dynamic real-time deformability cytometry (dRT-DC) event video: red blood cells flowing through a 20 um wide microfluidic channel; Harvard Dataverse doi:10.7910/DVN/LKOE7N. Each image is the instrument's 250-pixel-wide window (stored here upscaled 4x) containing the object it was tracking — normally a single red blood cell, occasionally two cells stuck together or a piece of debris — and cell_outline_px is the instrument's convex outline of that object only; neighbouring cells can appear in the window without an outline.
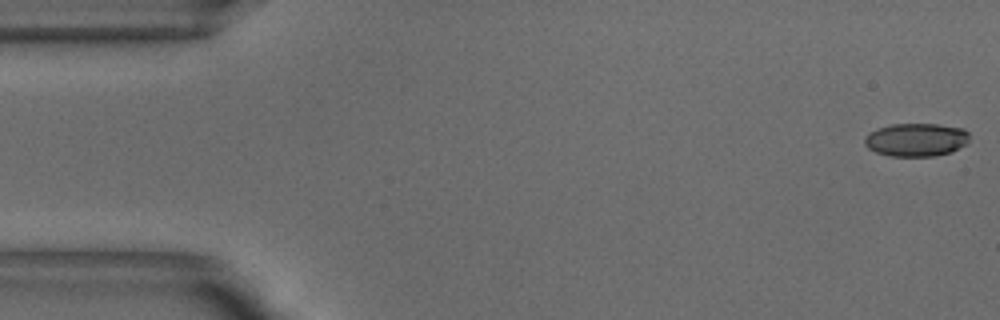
{"species": "common noctule bat (a hibernating species)", "species_latin": "Nyctalus noctula", "temperature_condition": "warm", "stored_images_in_passage": 52, "camera_frame_rate_fps": 3000, "um_per_image_px": 0.085, "animal": {"sex": "male", "body_mass_g": 18.8}, "frame": {"image": 1, "passage_image": 1, "time_ms": 0.0, "image_size_px": [1000, 320], "cell_outline_px": [[968, 140], [964, 144], [952, 152], [932, 156], [892, 156], [876, 152], [868, 148], [864, 144], [864, 136], [868, 132], [892, 124], [936, 124], [964, 128], [968, 132]], "centroid_in_image_um": [77.85, 11.87], "position_along_channel_um": 7.2, "area_um2": 20.23}}
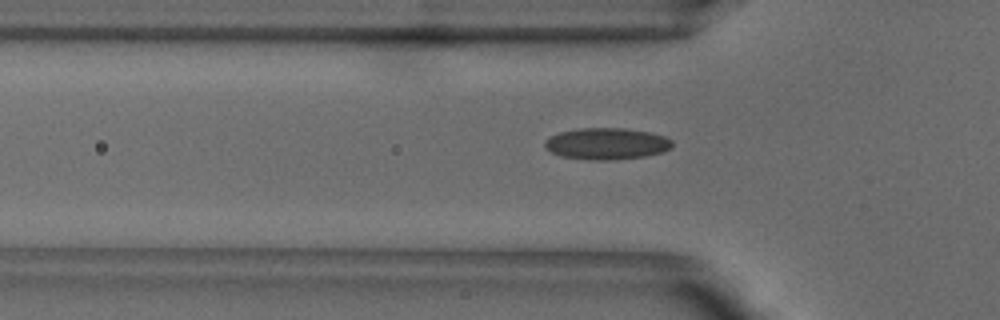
{"frame": {"image": 2, "passage_image": 16, "time_ms": 5.0, "image_size_px": [1000, 320], "cell_outline_px": [[672, 148], [664, 152], [644, 156], [616, 160], [588, 160], [560, 156], [544, 148], [544, 140], [560, 132], [576, 128], [624, 128], [652, 132], [664, 136], [672, 140]], "centroid_in_image_um": [51.57, 12.21], "position_along_channel_um": 74.2, "area_um2": 23.76}}
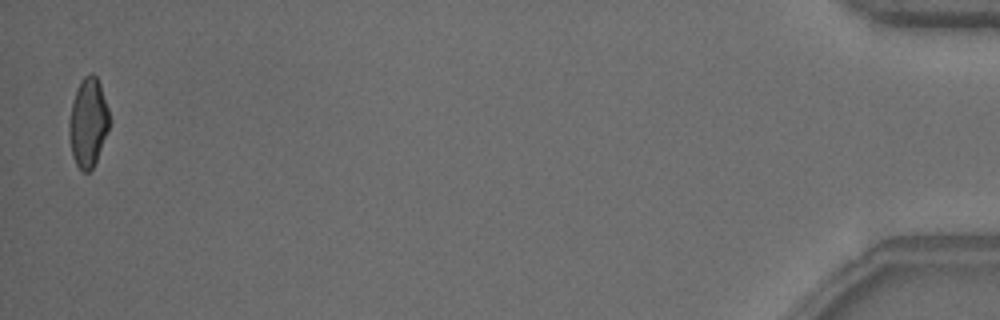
{"frame": {"image": 3, "passage_image": 51, "time_ms": 16.667, "image_size_px": [1000, 320], "cell_outline_px": [[108, 128], [96, 160], [92, 168], [88, 172], [84, 172], [76, 164], [72, 156], [68, 132], [68, 120], [72, 104], [76, 92], [84, 76], [92, 72], [96, 76], [100, 84], [108, 108]], "centroid_in_image_um": [7.46, 10.41], "position_along_channel_um": 427.7, "area_um2": 20.4}, "authors_computed_cell_mechanics": {"area_um2": 21.3282, "velocity_mm_per_s": 3.8549, "shape_relaxation_time_tau1_ms": 6.5821, "shape_relaxation_time_tau2_ms": 1.214, "deformation_change_tau1": 0.1791, "deformation_change_tau2": 0.0796}}